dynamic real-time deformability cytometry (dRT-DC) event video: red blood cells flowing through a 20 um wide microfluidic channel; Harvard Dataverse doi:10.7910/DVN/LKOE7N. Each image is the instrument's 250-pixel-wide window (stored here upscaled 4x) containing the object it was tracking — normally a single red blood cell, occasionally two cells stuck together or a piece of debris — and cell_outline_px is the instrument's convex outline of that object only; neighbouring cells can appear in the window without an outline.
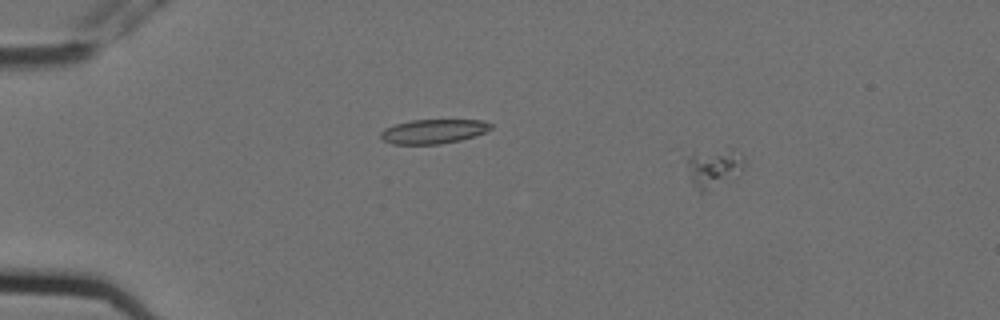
{"species": "Egyptian fruit bat (a non-hibernating species)", "species_latin": "Rousettus aegyptiacus", "temperature_condition": "cold", "stored_images_in_passage": 6, "camera_frame_rate_fps": 3000, "um_per_image_px": 0.085, "animal": {"sex": "female"}, "frame": {"image": 1, "passage_image": 3, "time_ms": 0.667, "image_size_px": [1000, 320], "cell_outline_px": [[744, 168], [736, 180], [708, 192], [700, 192], [692, 184], [688, 168], [688, 160], [692, 156], [732, 148], [736, 148], [744, 156]], "centroid_in_image_um": [60.81, 14.36], "position_along_channel_um": 24.2, "area_um2": 13.18}}
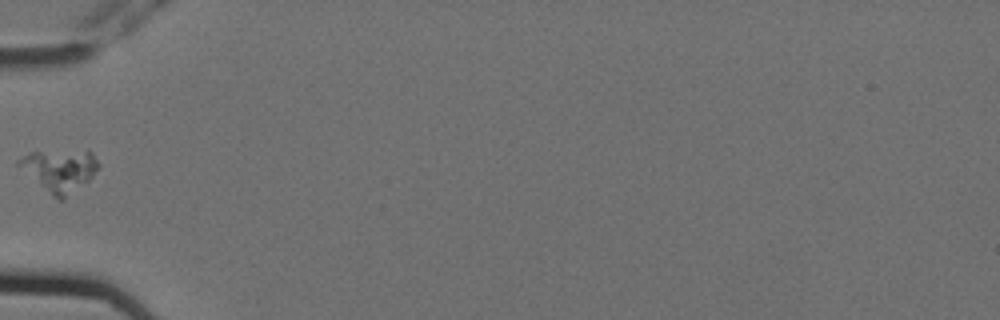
{"frame": {"image": 2, "passage_image": 6, "time_ms": 1.667, "image_size_px": [1000, 320], "cell_outline_px": [[100, 168], [88, 180], [64, 200], [60, 200], [52, 196], [16, 164], [16, 160], [32, 152], [92, 152], [100, 164]], "centroid_in_image_um": [5.08, 14.5], "position_along_channel_um": 79.9, "area_um2": 19.02}}